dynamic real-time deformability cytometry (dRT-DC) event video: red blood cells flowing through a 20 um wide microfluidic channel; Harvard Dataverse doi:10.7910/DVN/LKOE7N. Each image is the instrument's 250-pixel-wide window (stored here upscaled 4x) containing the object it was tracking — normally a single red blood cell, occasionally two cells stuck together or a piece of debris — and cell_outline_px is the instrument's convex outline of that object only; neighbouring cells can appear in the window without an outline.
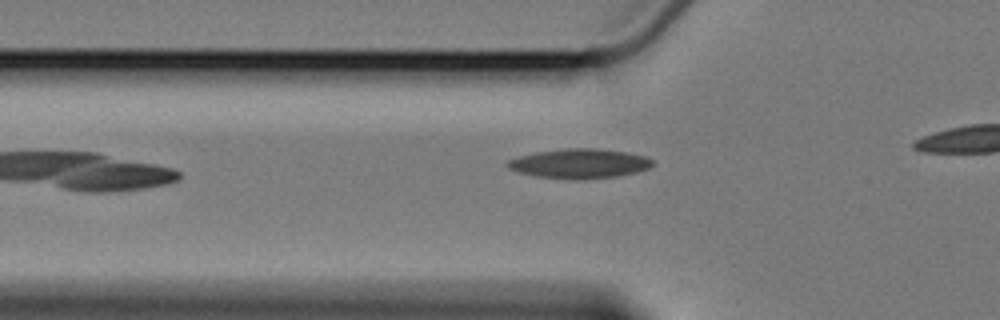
{"species": "Egyptian fruit bat (a non-hibernating species)", "species_latin": "Rousettus aegyptiacus", "temperature_condition": "cold", "stored_images_in_passage": 3, "camera_frame_rate_fps": 3000, "um_per_image_px": 0.085, "animal": {"sex": "female"}, "frame": {"image": 1, "passage_image": 3, "time_ms": 2.333, "image_size_px": [1000, 320], "cell_outline_px": [[652, 164], [648, 168], [636, 172], [616, 176], [580, 180], [576, 180], [536, 176], [520, 172], [508, 168], [504, 164], [508, 160], [520, 156], [536, 152], [564, 148], [596, 148], [628, 152], [644, 156], [652, 160]], "centroid_in_image_um": [49.23, 13.9], "position_along_channel_um": 76.6, "area_um2": 24.91}}